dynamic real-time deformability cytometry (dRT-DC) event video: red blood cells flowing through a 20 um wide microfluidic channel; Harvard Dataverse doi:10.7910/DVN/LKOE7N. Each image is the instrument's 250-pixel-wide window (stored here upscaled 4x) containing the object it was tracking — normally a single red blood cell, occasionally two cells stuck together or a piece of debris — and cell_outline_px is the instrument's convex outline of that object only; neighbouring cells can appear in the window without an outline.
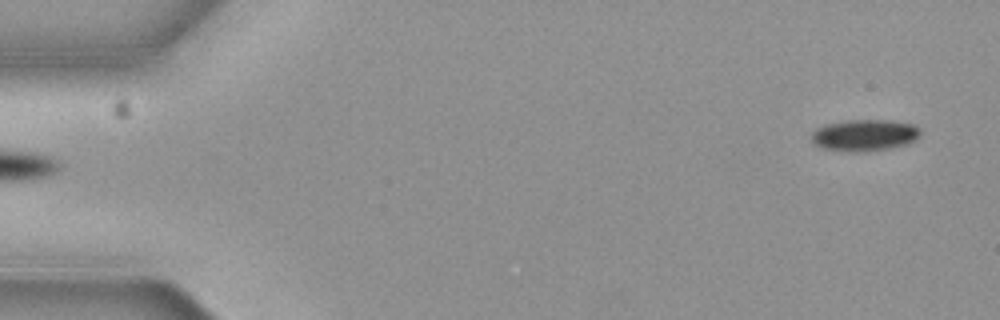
{"species": "common noctule bat (a hibernating species)", "species_latin": "Nyctalus noctula", "temperature_condition": "cold", "stored_images_in_passage": 6, "segment_of_instrument_passage": [2, 2], "camera_frame_rate_fps": 3000, "um_per_image_px": 0.085, "animal": {"sex": "female", "body_mass_g": 19.3, "forearm_length_mm": 54.1}, "frame": {"image": 1, "passage_image": 6, "time_ms": 1.667, "image_size_px": [1000, 320], "cell_outline_px": [[920, 136], [916, 140], [908, 144], [888, 148], [824, 148], [816, 144], [812, 140], [812, 132], [816, 128], [828, 124], [848, 120], [892, 120], [912, 124], [920, 128]], "centroid_in_image_um": [73.57, 11.42], "position_along_channel_um": 11.4, "area_um2": 18.9}}